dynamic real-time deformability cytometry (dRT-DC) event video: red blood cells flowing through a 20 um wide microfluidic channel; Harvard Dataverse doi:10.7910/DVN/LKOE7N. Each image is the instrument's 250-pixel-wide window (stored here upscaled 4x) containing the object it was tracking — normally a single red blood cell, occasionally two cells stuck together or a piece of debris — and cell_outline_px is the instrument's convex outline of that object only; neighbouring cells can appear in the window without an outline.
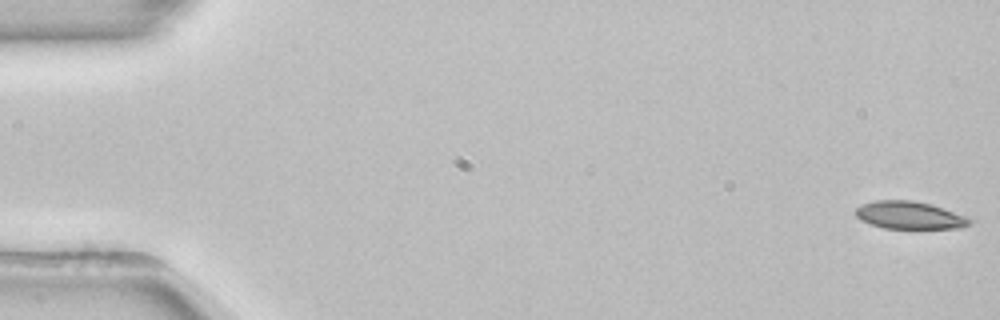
{"species": "common noctule bat (a hibernating species)", "species_latin": "Nyctalus noctula", "temperature_condition": "room temperature", "stored_images_in_passage": 54, "camera_frame_rate_fps": 3000, "um_per_image_px": 0.085, "animal": {"sex": "female", "body_mass_g": 22.7, "forearm_length_mm": 54.2}, "frame": {"image": 1, "passage_image": 1, "time_ms": 0.0, "image_size_px": [1000, 320], "cell_outline_px": [[972, 224], [960, 228], [884, 228], [860, 220], [856, 216], [856, 208], [872, 200], [912, 200], [932, 204], [964, 216], [972, 220]], "centroid_in_image_um": [77.3, 18.29], "position_along_channel_um": 7.7, "area_um2": 18.21}}
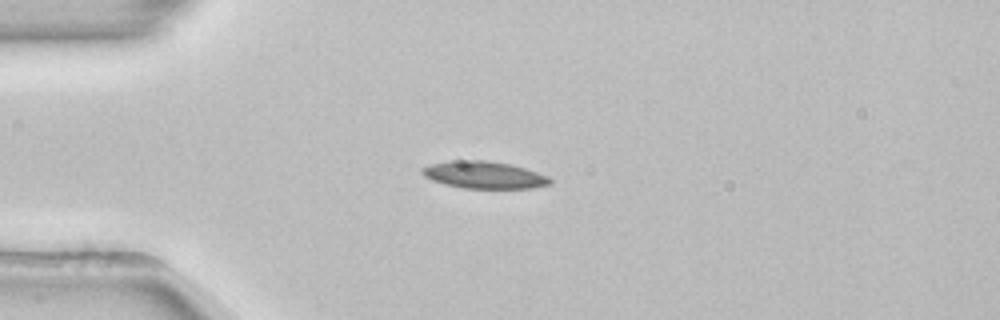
{"frame": {"image": 2, "passage_image": 14, "time_ms": 4.333, "image_size_px": [1000, 320], "cell_outline_px": [[552, 184], [532, 188], [464, 188], [444, 184], [432, 180], [424, 176], [420, 172], [420, 168], [432, 164], [452, 160], [484, 160], [512, 164], [548, 176], [552, 180]], "centroid_in_image_um": [41.14, 14.87], "position_along_channel_um": 43.9, "area_um2": 20.29}}
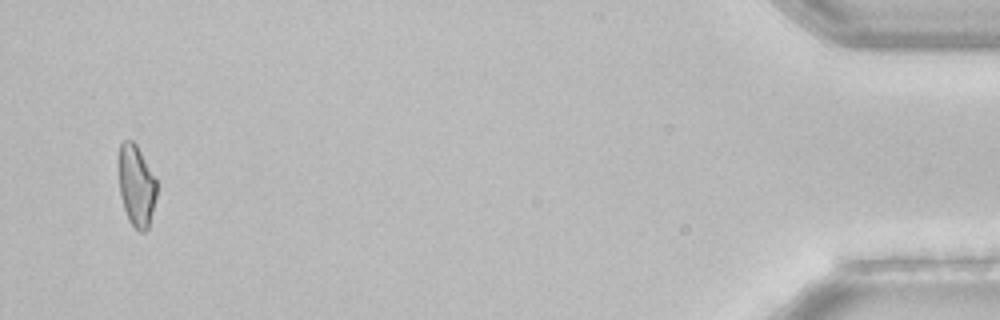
{"frame": {"image": 3, "passage_image": 52, "time_ms": 17.0, "image_size_px": [1000, 320], "cell_outline_px": [[156, 196], [148, 228], [144, 232], [140, 232], [128, 220], [124, 208], [120, 192], [116, 160], [120, 144], [124, 140], [132, 140], [136, 144], [156, 180]], "centroid_in_image_um": [11.54, 15.74], "position_along_channel_um": 423.7, "area_um2": 18.15}, "authors_computed_cell_mechanics": {"area_um2": 19.1318, "velocity_mm_per_s": 3.8569, "shape_relaxation_time_tau1_ms": 7.6777, "shape_relaxation_time_tau2_ms": null, "deformation_change_tau1": 0.1975, "deformation_change_tau2": null}}